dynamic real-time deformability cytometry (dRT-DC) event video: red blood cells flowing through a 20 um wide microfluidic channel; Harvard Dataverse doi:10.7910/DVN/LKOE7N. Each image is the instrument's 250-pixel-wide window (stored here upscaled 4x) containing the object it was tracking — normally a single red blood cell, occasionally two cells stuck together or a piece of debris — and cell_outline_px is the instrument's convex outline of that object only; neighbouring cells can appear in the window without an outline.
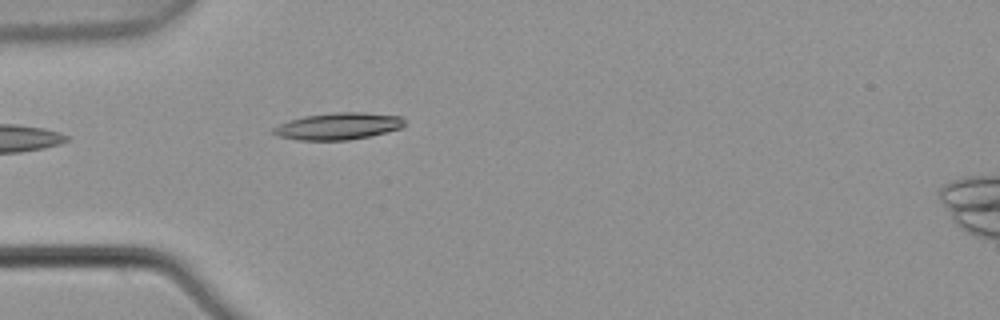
{"species": "common noctule bat (a hibernating species)", "species_latin": "Nyctalus noctula", "temperature_condition": "warm", "stored_images_in_passage": 5, "camera_frame_rate_fps": 3000, "um_per_image_px": 0.085, "animal": {"sex": "male", "body_mass_g": 21.5, "forearm_length_mm": 52.0}, "frame": {"image": 1, "passage_image": 5, "time_ms": 1.333, "image_size_px": [1000, 320], "cell_outline_px": [[404, 124], [400, 128], [372, 136], [348, 140], [300, 140], [280, 136], [272, 132], [272, 128], [288, 120], [304, 116], [336, 112], [364, 112], [400, 116], [404, 120]], "centroid_in_image_um": [28.75, 10.72], "position_along_channel_um": 56.2, "area_um2": 20.46}}